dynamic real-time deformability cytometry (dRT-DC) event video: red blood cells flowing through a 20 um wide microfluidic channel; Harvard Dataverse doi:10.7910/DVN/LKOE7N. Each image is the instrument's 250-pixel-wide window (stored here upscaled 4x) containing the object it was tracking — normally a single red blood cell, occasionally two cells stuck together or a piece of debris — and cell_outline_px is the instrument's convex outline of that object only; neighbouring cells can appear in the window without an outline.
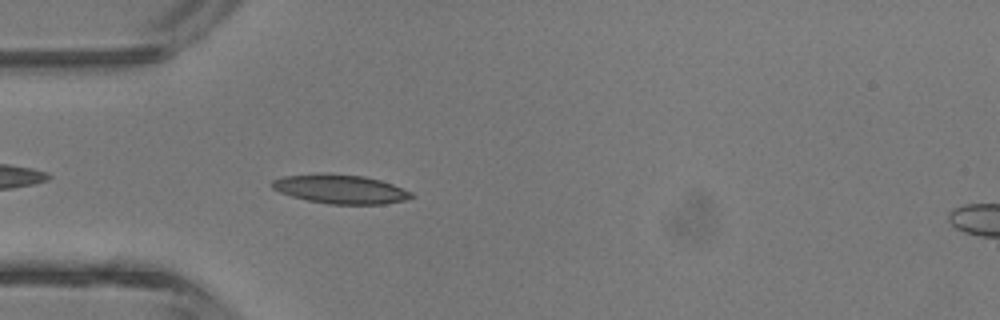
{"species": "common noctule bat (a hibernating species)", "species_latin": "Nyctalus noctula", "temperature_condition": "room temperature", "stored_images_in_passage": 3, "camera_frame_rate_fps": 3000, "um_per_image_px": 0.085, "animal": {"sex": "male", "body_mass_g": 13.3}, "frame": {"image": 1, "passage_image": 3, "time_ms": 2.333, "image_size_px": [1000, 320], "cell_outline_px": [[416, 196], [404, 200], [384, 204], [328, 204], [308, 200], [292, 196], [280, 192], [272, 188], [268, 184], [272, 180], [280, 176], [328, 172], [364, 176], [380, 180], [392, 184], [412, 192]], "centroid_in_image_um": [28.89, 16.05], "position_along_channel_um": 56.1, "area_um2": 23.87}}